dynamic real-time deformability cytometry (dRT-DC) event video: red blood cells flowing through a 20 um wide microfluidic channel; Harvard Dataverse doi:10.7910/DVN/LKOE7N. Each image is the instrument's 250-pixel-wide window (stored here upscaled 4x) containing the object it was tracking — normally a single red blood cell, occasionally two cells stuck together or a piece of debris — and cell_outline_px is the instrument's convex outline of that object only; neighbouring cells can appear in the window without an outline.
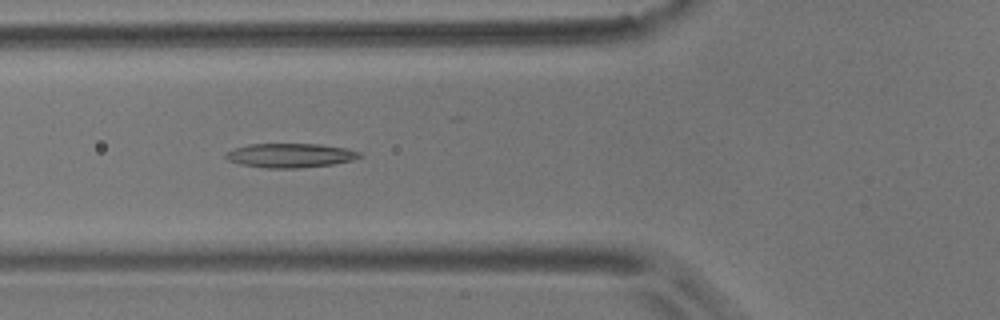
{"species": "common noctule bat (a hibernating species)", "species_latin": "Nyctalus noctula", "temperature_condition": "room temperature", "stored_images_in_passage": 4, "camera_frame_rate_fps": 3000, "um_per_image_px": 0.085, "animal": {"sex": "male", "body_mass_g": 17.9}, "frame": {"image": 1, "passage_image": 3, "time_ms": 2.333, "image_size_px": [1000, 320], "cell_outline_px": [[364, 156], [352, 160], [332, 164], [300, 168], [264, 168], [240, 164], [228, 160], [224, 156], [224, 152], [248, 144], [320, 144], [344, 148], [360, 152]], "centroid_in_image_um": [24.65, 13.21], "position_along_channel_um": 101.2, "area_um2": 18.9}}
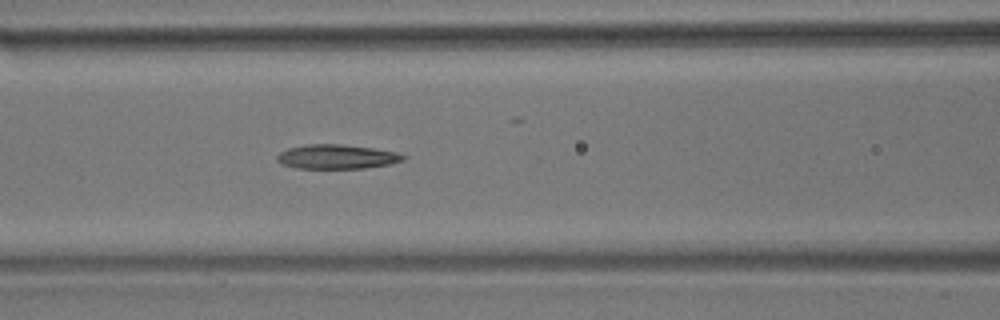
{"frame": {"image": 2, "passage_image": 4, "time_ms": 3.333, "image_size_px": [1000, 320], "cell_outline_px": [[408, 156], [404, 160], [388, 164], [364, 168], [296, 168], [280, 164], [276, 160], [276, 156], [280, 152], [288, 148], [308, 144], [340, 144], [372, 148], [396, 152]], "centroid_in_image_um": [28.6, 13.32], "position_along_channel_um": 138.0, "area_um2": 17.86}}